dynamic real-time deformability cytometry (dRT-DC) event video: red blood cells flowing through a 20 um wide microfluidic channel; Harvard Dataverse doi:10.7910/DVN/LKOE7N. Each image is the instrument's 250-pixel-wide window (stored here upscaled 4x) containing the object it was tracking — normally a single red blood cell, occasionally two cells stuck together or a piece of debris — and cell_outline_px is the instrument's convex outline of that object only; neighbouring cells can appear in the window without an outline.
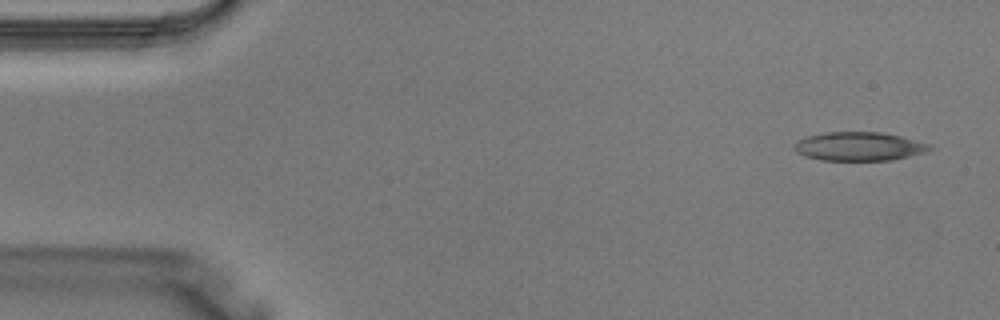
{"species": "Egyptian fruit bat (a non-hibernating species)", "species_latin": "Rousettus aegyptiacus", "temperature_condition": "warm", "stored_images_in_passage": 2, "segment_of_instrument_passage": [2, 2], "camera_frame_rate_fps": 3000, "um_per_image_px": 0.085, "animal": {"sex": "male"}, "frame": {"image": 1, "passage_image": 2, "time_ms": 0.333, "image_size_px": [1000, 320], "cell_outline_px": [[932, 148], [928, 152], [892, 160], [820, 160], [804, 156], [796, 152], [792, 148], [800, 140], [808, 136], [824, 132], [880, 132], [900, 136], [928, 144]], "centroid_in_image_um": [73.01, 12.45], "position_along_channel_um": 12.0, "area_um2": 22.54}}